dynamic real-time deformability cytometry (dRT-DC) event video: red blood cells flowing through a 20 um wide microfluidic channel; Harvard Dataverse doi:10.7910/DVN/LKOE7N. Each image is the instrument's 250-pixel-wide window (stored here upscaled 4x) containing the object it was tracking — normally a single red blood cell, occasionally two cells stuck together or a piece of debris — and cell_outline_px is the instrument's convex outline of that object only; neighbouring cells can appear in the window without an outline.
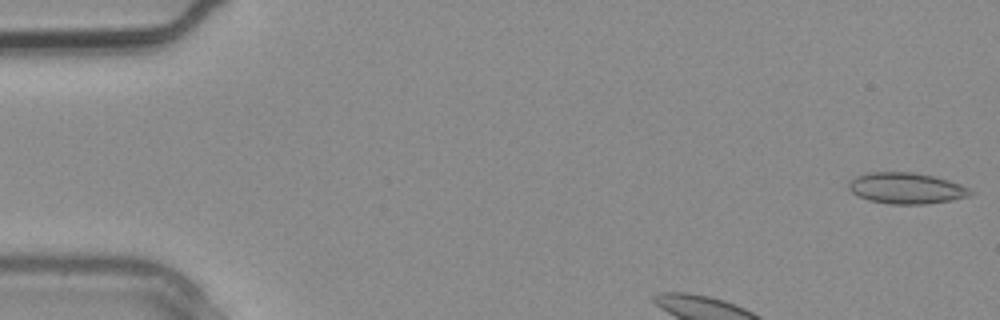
{"species": "common noctule bat (a hibernating species)", "species_latin": "Nyctalus noctula", "temperature_condition": "warm", "stored_images_in_passage": 3, "camera_frame_rate_fps": 3000, "um_per_image_px": 0.085, "animal": {"sex": "male", "body_mass_g": 20.4}, "frame": {"image": 1, "passage_image": 1, "time_ms": 0.0, "image_size_px": [1000, 320], "cell_outline_px": [[972, 192], [968, 196], [952, 200], [928, 204], [888, 204], [868, 200], [852, 192], [848, 188], [848, 180], [856, 176], [868, 172], [912, 172], [932, 176], [948, 180], [960, 184], [968, 188]], "centroid_in_image_um": [76.99, 16.0], "position_along_channel_um": 8.0, "area_um2": 22.02}}